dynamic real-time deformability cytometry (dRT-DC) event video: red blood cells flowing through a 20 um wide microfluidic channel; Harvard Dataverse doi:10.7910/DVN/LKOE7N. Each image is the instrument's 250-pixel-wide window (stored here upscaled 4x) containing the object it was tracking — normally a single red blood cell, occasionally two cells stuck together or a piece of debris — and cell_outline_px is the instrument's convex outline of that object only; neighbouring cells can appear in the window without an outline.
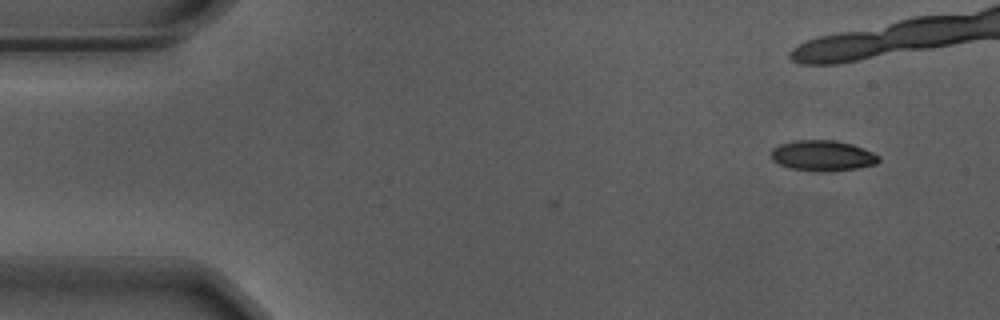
{"species": "Egyptian fruit bat (a non-hibernating species)", "species_latin": "Rousettus aegyptiacus", "temperature_condition": "warm", "stored_images_in_passage": 2, "camera_frame_rate_fps": 3000, "um_per_image_px": 0.085, "animal": {"sex": "male"}, "frame": {"image": 1, "passage_image": 2, "time_ms": 0.333, "image_size_px": [1000, 320], "cell_outline_px": [[880, 160], [876, 164], [856, 168], [820, 172], [792, 168], [780, 164], [772, 160], [772, 148], [780, 144], [796, 140], [836, 140], [852, 144], [864, 148], [880, 156]], "centroid_in_image_um": [69.94, 13.22], "position_along_channel_um": 15.1, "area_um2": 19.07}}